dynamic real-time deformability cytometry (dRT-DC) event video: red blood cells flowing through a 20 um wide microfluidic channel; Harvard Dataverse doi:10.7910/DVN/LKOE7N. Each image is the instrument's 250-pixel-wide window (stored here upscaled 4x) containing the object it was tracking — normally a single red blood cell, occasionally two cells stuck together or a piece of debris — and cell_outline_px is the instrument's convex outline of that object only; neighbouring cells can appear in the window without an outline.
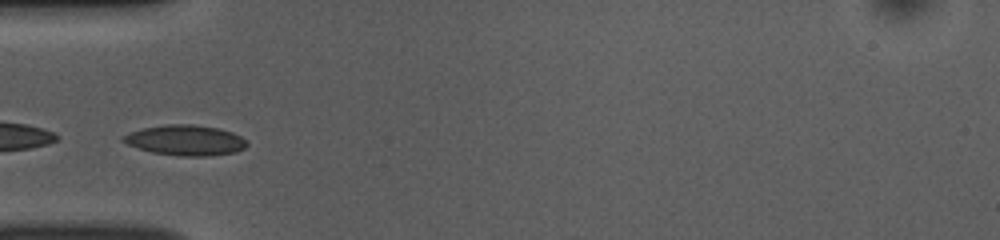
{"species": "common noctule bat (a hibernating species)", "species_latin": "Nyctalus noctula", "temperature_condition": "room temperature", "stored_images_in_passage": 45, "camera_frame_rate_fps": 3000, "um_per_image_px": 0.085, "animal": {"sex": "female", "body_mass_g": 10.0, "forearm_length_mm": 53.1}, "frame": {"image": 1, "passage_image": 9, "time_ms": 2.667, "image_size_px": [1000, 240], "cell_outline_px": [[248, 144], [244, 148], [236, 152], [208, 156], [180, 156], [152, 152], [128, 144], [120, 140], [120, 136], [144, 128], [164, 124], [192, 124], [216, 128], [232, 132], [248, 140]], "centroid_in_image_um": [15.78, 11.92], "position_along_channel_um": 69.2, "area_um2": 21.85}}
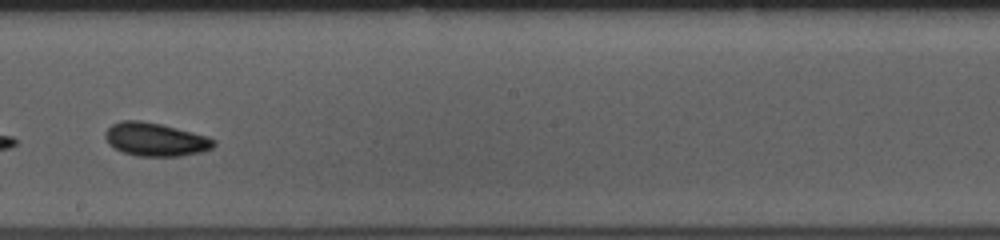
{"frame": {"image": 2, "passage_image": 22, "time_ms": 7.0, "image_size_px": [1000, 240], "cell_outline_px": [[216, 144], [212, 148], [200, 152], [180, 156], [136, 156], [124, 152], [108, 144], [104, 136], [104, 132], [112, 124], [120, 120], [140, 120], [160, 124], [208, 136], [216, 140]], "centroid_in_image_um": [13.2, 11.85], "position_along_channel_um": 235.0, "area_um2": 21.1}}
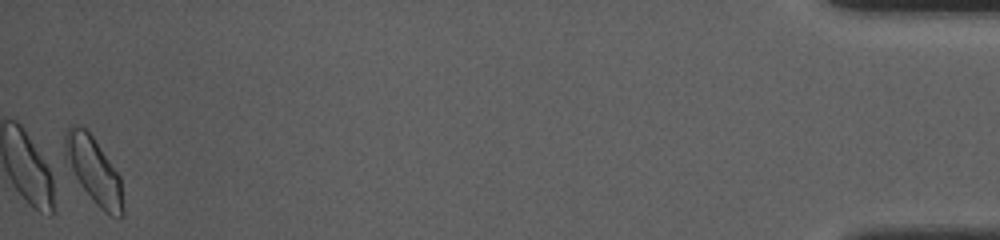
{"frame": {"image": 3, "passage_image": 44, "time_ms": 14.333, "image_size_px": [1000, 240], "cell_outline_px": [[124, 216], [112, 216], [104, 212], [96, 204], [80, 184], [64, 160], [64, 132], [72, 124], [76, 124], [84, 128], [92, 136], [120, 176], [124, 208]], "centroid_in_image_um": [7.95, 14.48], "position_along_channel_um": 427.3, "area_um2": 22.43}, "authors_computed_cell_mechanics": {"area_um2": 20.519, "velocity_mm_per_s": 3.8199, "shape_relaxation_time_tau1_ms": 3.0387, "shape_relaxation_time_tau2_ms": 4.1429, "deformation_change_tau1": 0.0792, "deformation_change_tau2": 0.0939}}